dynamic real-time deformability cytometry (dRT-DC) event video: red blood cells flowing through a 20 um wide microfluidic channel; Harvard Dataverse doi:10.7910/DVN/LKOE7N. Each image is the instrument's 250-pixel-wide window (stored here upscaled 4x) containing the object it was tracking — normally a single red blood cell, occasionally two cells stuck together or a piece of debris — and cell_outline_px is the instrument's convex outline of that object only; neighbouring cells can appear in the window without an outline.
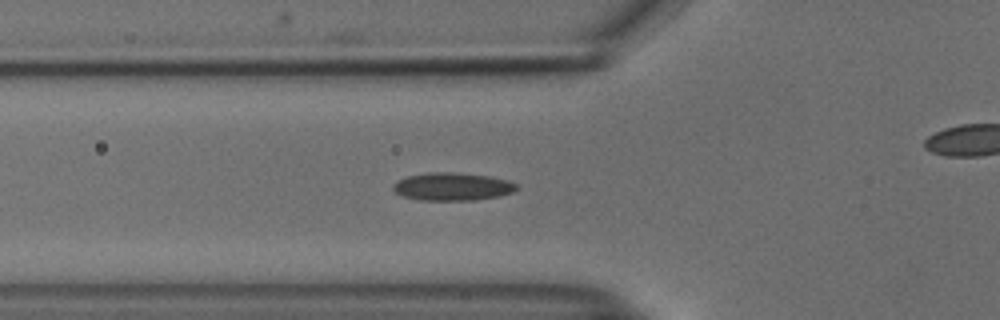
{"species": "common noctule bat (a hibernating species)", "species_latin": "Nyctalus noctula", "temperature_condition": "cold", "stored_images_in_passage": 46, "camera_frame_rate_fps": 3000, "um_per_image_px": 0.085, "animal": {"sex": "male", "body_mass_g": 18.8}, "frame": {"image": 1, "passage_image": 10, "time_ms": 3.0, "image_size_px": [1000, 320], "cell_outline_px": [[516, 188], [512, 192], [500, 196], [472, 200], [420, 200], [404, 196], [396, 192], [392, 188], [392, 184], [408, 176], [428, 172], [452, 172], [488, 176], [508, 180], [516, 184]], "centroid_in_image_um": [38.44, 15.86], "position_along_channel_um": 87.4, "area_um2": 19.83}}
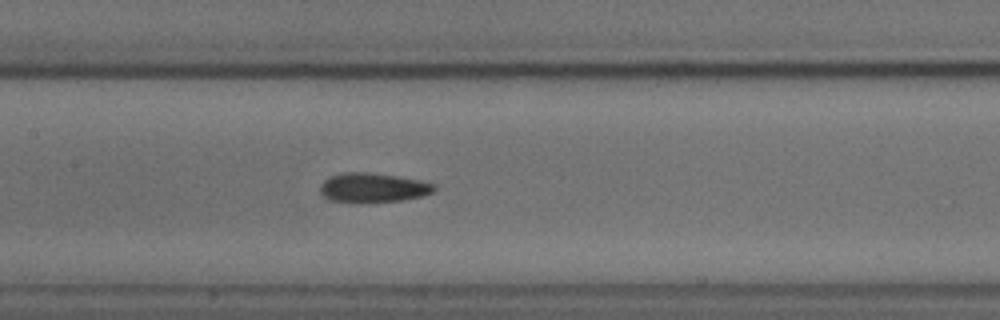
{"frame": {"image": 2, "passage_image": 17, "time_ms": 5.333, "image_size_px": [1000, 320], "cell_outline_px": [[436, 188], [432, 192], [420, 196], [400, 200], [364, 204], [360, 204], [328, 200], [320, 192], [320, 184], [324, 180], [332, 176], [344, 172], [368, 172], [396, 176], [420, 180], [436, 184]], "centroid_in_image_um": [31.66, 15.97], "position_along_channel_um": 175.7, "area_um2": 19.83}}
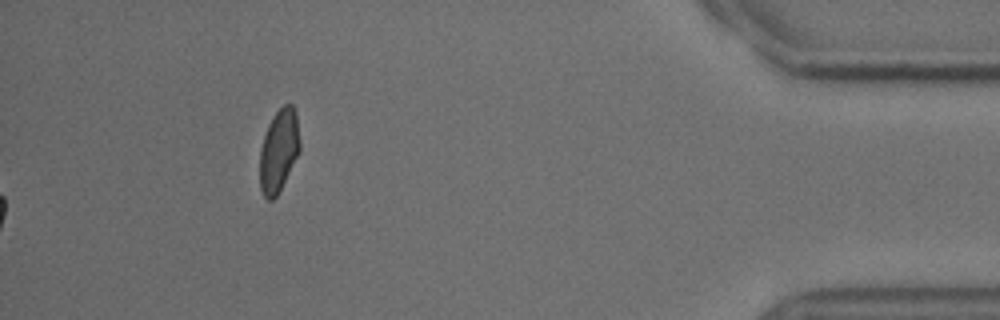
{"frame": {"image": 3, "passage_image": 46, "time_ms": 15.0, "image_size_px": [1000, 320], "cell_outline_px": [[300, 152], [276, 196], [272, 200], [268, 200], [264, 196], [260, 188], [260, 148], [268, 124], [276, 112], [284, 104], [292, 104], [296, 116], [300, 140]], "centroid_in_image_um": [23.7, 12.8], "position_along_channel_um": 411.5, "area_um2": 19.13}, "authors_computed_cell_mechanics": {"area_um2": 19.0162, "velocity_mm_per_s": 3.7487, "shape_relaxation_time_tau1_ms": 5.9646, "shape_relaxation_time_tau2_ms": 3.7478, "deformation_change_tau1": 0.116, "deformation_change_tau2": 0.1015}}